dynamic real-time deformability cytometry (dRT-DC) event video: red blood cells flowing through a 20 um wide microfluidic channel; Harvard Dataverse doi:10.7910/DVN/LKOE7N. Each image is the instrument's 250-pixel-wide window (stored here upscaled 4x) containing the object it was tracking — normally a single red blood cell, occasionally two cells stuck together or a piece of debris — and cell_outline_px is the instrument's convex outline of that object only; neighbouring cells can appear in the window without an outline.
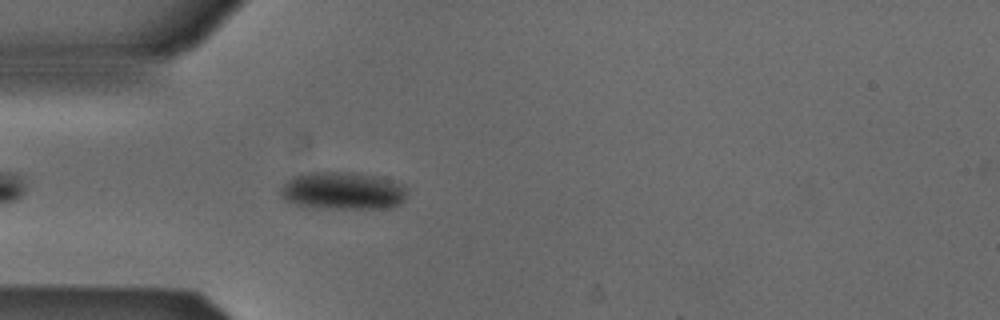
{"species": "Egyptian fruit bat (a non-hibernating species)", "species_latin": "Rousettus aegyptiacus", "temperature_condition": "cold", "stored_images_in_passage": 4, "camera_frame_rate_fps": 3000, "um_per_image_px": 0.085, "animal": {"sex": "male"}, "frame": {"image": 1, "passage_image": 4, "time_ms": 1.0, "image_size_px": [1000, 320], "cell_outline_px": [[408, 188], [404, 200], [400, 204], [392, 208], [308, 208], [284, 200], [280, 196], [280, 188], [292, 176], [308, 172], [352, 172], [376, 176], [404, 184]], "centroid_in_image_um": [29.13, 16.22], "position_along_channel_um": 55.9, "area_um2": 28.15}}